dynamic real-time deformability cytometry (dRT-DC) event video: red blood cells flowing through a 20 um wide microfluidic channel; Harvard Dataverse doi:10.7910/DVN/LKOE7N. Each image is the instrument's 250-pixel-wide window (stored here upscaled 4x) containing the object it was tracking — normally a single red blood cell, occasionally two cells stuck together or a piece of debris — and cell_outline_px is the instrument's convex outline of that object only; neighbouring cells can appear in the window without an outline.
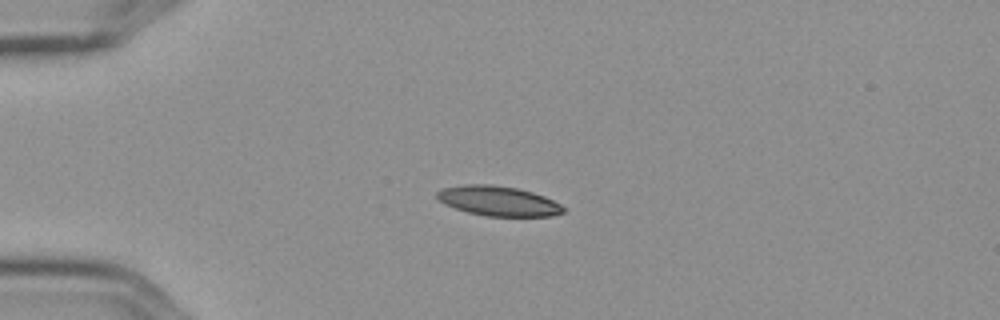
{"species": "Egyptian fruit bat (a non-hibernating species)", "species_latin": "Rousettus aegyptiacus", "temperature_condition": "cold", "stored_images_in_passage": 12, "camera_frame_rate_fps": 3000, "um_per_image_px": 0.085, "frame": {"image": 1, "passage_image": 3, "time_ms": 0.667, "image_size_px": [1000, 320], "cell_outline_px": [[564, 212], [552, 216], [488, 216], [468, 212], [444, 204], [436, 196], [436, 192], [444, 188], [464, 184], [492, 184], [516, 188], [532, 192], [544, 196], [560, 204], [564, 208]], "centroid_in_image_um": [42.35, 17.08], "position_along_channel_um": 42.7, "area_um2": 21.79}}
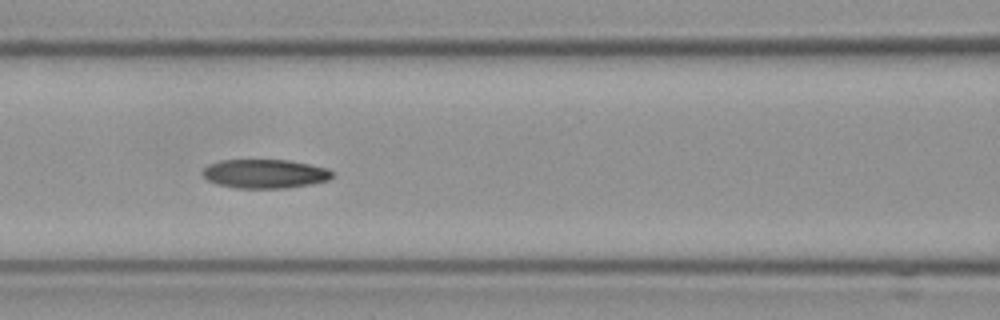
{"frame": {"image": 2, "passage_image": 6, "time_ms": 1.667, "image_size_px": [1000, 320], "cell_outline_px": [[332, 176], [328, 180], [308, 184], [284, 188], [236, 188], [216, 184], [208, 180], [200, 172], [208, 164], [220, 160], [288, 160], [328, 168], [332, 172]], "centroid_in_image_um": [22.46, 14.76], "position_along_channel_um": 144.1, "area_um2": 21.79}}
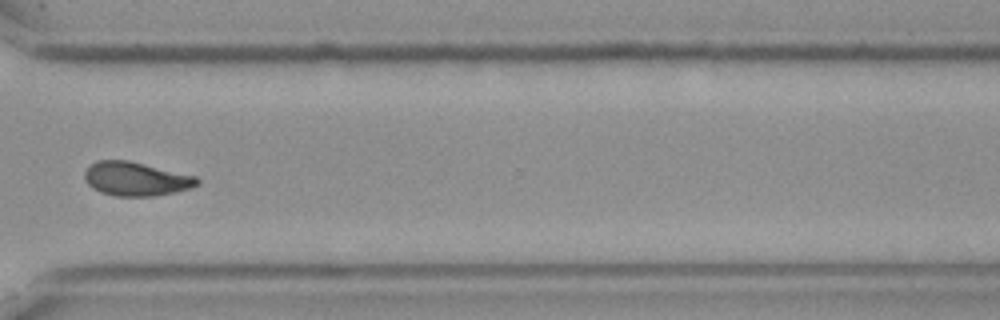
{"frame": {"image": 3, "passage_image": 11, "time_ms": 3.333, "image_size_px": [1000, 320], "cell_outline_px": [[200, 184], [192, 188], [176, 192], [152, 196], [116, 196], [100, 192], [92, 188], [84, 180], [84, 172], [88, 164], [96, 160], [128, 160], [196, 176], [200, 180]], "centroid_in_image_um": [11.54, 15.2], "position_along_channel_um": 359.1, "area_um2": 22.48}}